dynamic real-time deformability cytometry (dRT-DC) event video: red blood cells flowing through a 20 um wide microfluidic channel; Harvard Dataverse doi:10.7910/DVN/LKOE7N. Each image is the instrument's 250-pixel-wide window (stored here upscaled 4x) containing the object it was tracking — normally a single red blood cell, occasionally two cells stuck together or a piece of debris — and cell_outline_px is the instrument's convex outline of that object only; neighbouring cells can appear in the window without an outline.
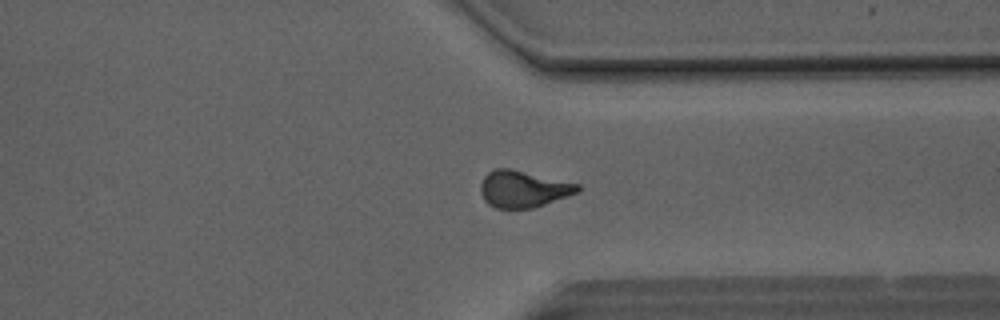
{"species": "Egyptian fruit bat (a non-hibernating species)", "species_latin": "Rousettus aegyptiacus", "temperature_condition": "room temperature", "stored_images_in_passage": 49, "camera_frame_rate_fps": 3000, "um_per_image_px": 0.085, "animal": {"sex": "male"}, "frame": {"image": 1, "passage_image": 37, "time_ms": 12.0, "image_size_px": [1000, 320], "cell_outline_px": [[580, 192], [532, 208], [496, 208], [488, 204], [484, 200], [480, 192], [480, 184], [484, 176], [492, 168], [512, 168], [580, 184]], "centroid_in_image_um": [44.46, 16.04], "position_along_channel_um": 366.9, "area_um2": 20.98}}
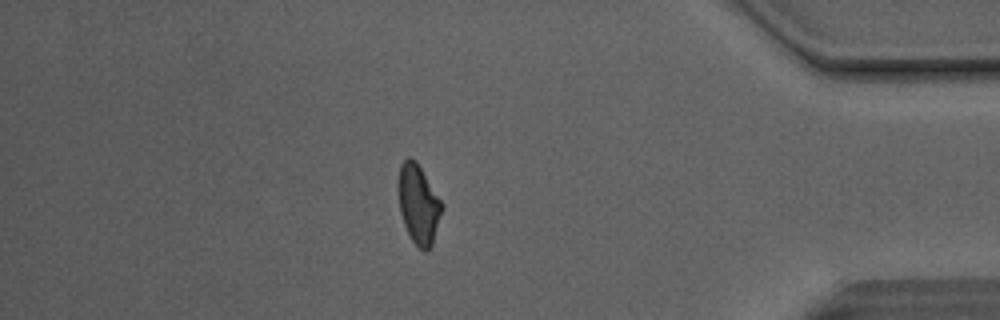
{"frame": {"image": 2, "passage_image": 42, "time_ms": 13.667, "image_size_px": [1000, 320], "cell_outline_px": [[444, 208], [432, 244], [428, 252], [424, 252], [412, 240], [404, 224], [400, 212], [396, 188], [400, 164], [408, 156], [416, 160], [444, 204]], "centroid_in_image_um": [35.56, 17.33], "position_along_channel_um": 399.6, "area_um2": 20.58}}
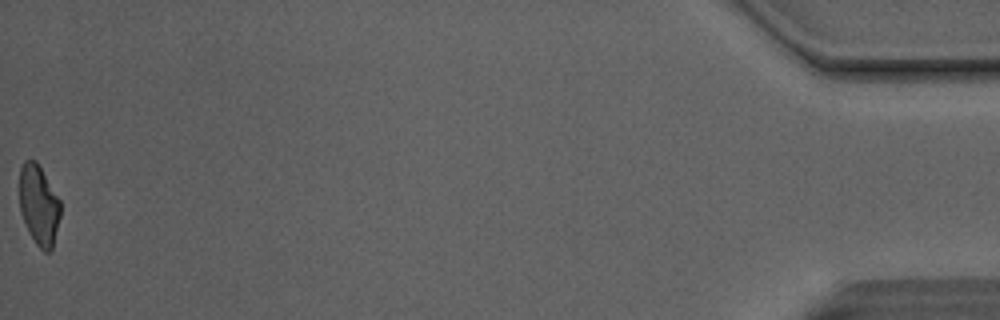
{"frame": {"image": 3, "passage_image": 49, "time_ms": 16.0, "image_size_px": [1000, 320], "cell_outline_px": [[60, 216], [52, 248], [48, 252], [44, 252], [36, 244], [28, 232], [20, 212], [20, 168], [24, 160], [36, 160], [60, 200]], "centroid_in_image_um": [3.29, 17.43], "position_along_channel_um": 431.9, "area_um2": 19.02}, "authors_computed_cell_mechanics": {"area_um2": 20.9814, "velocity_mm_per_s": 4.1398, "shape_relaxation_time_tau1_ms": 6.7436, "shape_relaxation_time_tau2_ms": 2.1914, "deformation_change_tau1": 0.1778, "deformation_change_tau2": 0.097}}